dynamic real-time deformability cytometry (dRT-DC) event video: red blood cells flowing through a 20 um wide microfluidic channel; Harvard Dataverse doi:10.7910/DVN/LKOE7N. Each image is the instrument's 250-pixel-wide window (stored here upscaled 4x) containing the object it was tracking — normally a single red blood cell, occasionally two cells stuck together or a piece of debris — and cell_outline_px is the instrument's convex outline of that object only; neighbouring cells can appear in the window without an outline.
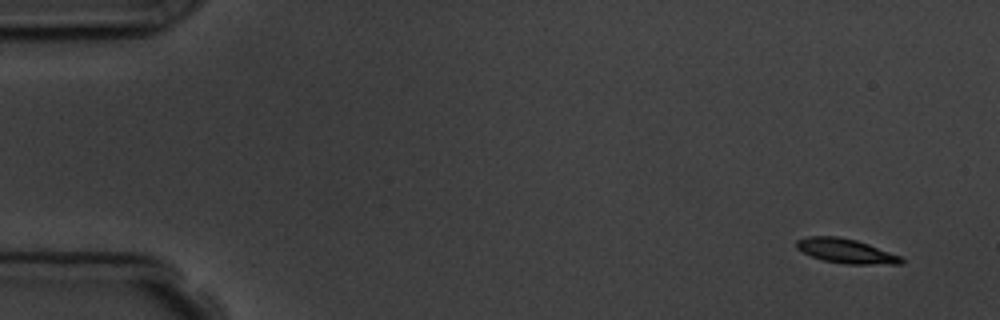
{"species": "common noctule bat (a hibernating species)", "species_latin": "Nyctalus noctula", "temperature_condition": "room temperature", "stored_images_in_passage": 9, "camera_frame_rate_fps": 3000, "um_per_image_px": 0.085, "animal": {"sex": "male", "body_mass_g": 19.5, "forearm_length_mm": 54.6}, "frame": {"image": 1, "passage_image": 1, "time_ms": 0.0, "image_size_px": [1000, 320], "cell_outline_px": [[904, 264], [848, 264], [824, 260], [812, 256], [796, 248], [796, 240], [808, 236], [836, 236], [856, 240], [868, 244], [900, 256], [904, 260]], "centroid_in_image_um": [71.9, 21.33], "position_along_channel_um": 13.1, "area_um2": 14.74}}